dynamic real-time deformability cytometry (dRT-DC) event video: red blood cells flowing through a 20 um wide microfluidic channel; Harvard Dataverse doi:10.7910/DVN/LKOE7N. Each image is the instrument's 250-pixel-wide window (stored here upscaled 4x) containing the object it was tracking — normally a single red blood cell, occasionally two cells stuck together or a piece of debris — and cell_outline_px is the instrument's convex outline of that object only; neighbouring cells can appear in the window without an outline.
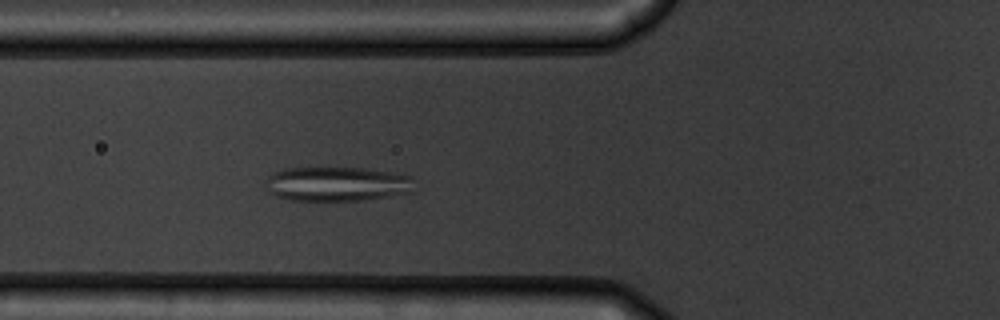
{"species": "common noctule bat (a hibernating species)", "species_latin": "Nyctalus noctula", "temperature_condition": "warm", "stored_images_in_passage": 37, "camera_frame_rate_fps": 3000, "um_per_image_px": 0.085, "animal": {"sex": "male", "body_mass_g": 19.5, "forearm_length_mm": 54.6}, "frame": {"image": 1, "passage_image": 3, "time_ms": 0.667, "image_size_px": [1000, 320], "cell_outline_px": [[412, 192], [364, 200], [292, 200], [276, 196], [264, 184], [268, 176], [284, 168], [364, 168], [412, 176]], "centroid_in_image_um": [28.64, 15.63], "position_along_channel_um": 97.2, "area_um2": 29.54}}
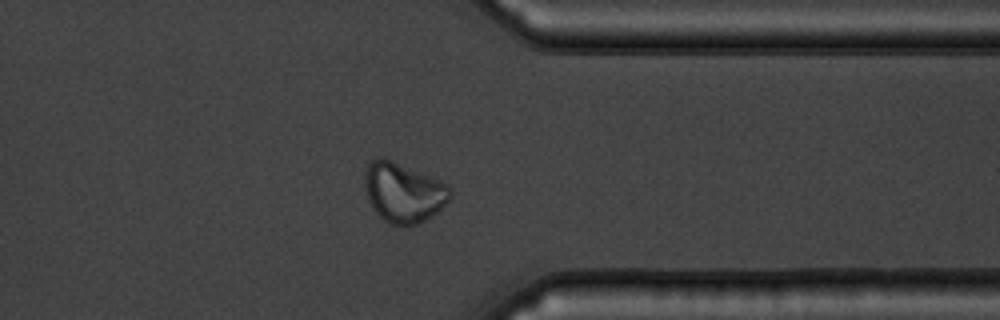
{"frame": {"image": 2, "passage_image": 26, "time_ms": 8.333, "image_size_px": [1000, 320], "cell_outline_px": [[452, 196], [436, 212], [424, 220], [416, 224], [392, 224], [384, 220], [376, 212], [368, 200], [364, 188], [364, 172], [368, 164], [376, 156], [384, 156], [440, 180], [448, 184], [452, 192]], "centroid_in_image_um": [34.26, 16.3], "position_along_channel_um": 377.1, "area_um2": 29.77}}
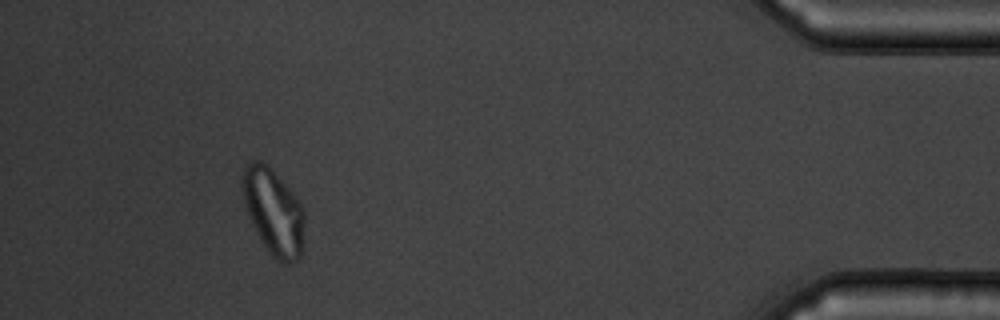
{"frame": {"image": 3, "passage_image": 33, "time_ms": 10.667, "image_size_px": [1000, 320], "cell_outline_px": [[304, 220], [300, 256], [296, 260], [288, 264], [284, 264], [272, 256], [268, 252], [260, 240], [256, 232], [248, 212], [244, 200], [240, 180], [244, 164], [248, 160], [264, 160], [268, 164], [288, 188], [300, 204], [304, 212]], "centroid_in_image_um": [23.2, 17.94], "position_along_channel_um": 412.0, "area_um2": 31.04}, "authors_computed_cell_mechanics": {"area_um2": 29.0156, "velocity_mm_per_s": 3.7028, "shape_relaxation_time_tau1_ms": 5.6903, "shape_relaxation_time_tau2_ms": 0.9795, "deformation_change_tau1": 0.1636, "deformation_change_tau2": 0.0543}}